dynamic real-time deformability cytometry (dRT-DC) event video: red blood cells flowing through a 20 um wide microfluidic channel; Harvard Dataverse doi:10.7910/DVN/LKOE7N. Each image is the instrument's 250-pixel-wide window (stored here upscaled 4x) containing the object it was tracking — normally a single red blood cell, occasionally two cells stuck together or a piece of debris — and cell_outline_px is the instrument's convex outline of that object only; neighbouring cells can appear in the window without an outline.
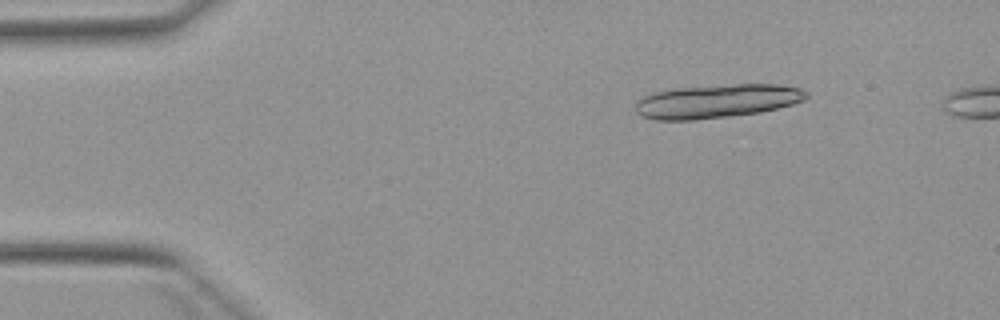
{"species": "Egyptian fruit bat (a non-hibernating species)", "species_latin": "Rousettus aegyptiacus", "temperature_condition": "warm", "stored_images_in_passage": 4, "camera_frame_rate_fps": 3000, "um_per_image_px": 0.085, "animal": {"sex": "female"}, "frame": {"image": 1, "passage_image": 2, "time_ms": 1.0, "image_size_px": [1000, 320], "cell_outline_px": [[808, 96], [804, 100], [792, 104], [760, 112], [696, 120], [656, 120], [640, 116], [636, 112], [636, 100], [644, 96], [656, 92], [676, 88], [736, 84], [776, 84], [800, 88], [808, 92]], "centroid_in_image_um": [60.92, 8.6], "position_along_channel_um": 24.1, "area_um2": 33.41}}